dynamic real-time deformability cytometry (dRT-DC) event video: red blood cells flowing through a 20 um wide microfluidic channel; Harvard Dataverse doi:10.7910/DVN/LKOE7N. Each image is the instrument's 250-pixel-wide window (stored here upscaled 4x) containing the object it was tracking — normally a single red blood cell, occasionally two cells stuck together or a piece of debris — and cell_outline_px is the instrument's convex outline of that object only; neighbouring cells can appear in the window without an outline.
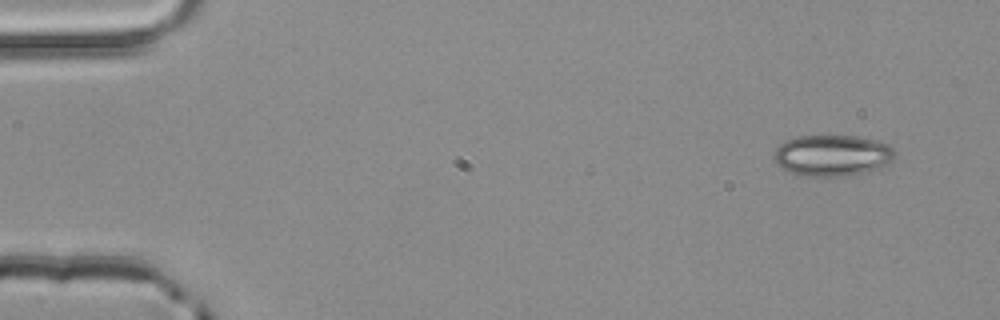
{"species": "common noctule bat (a hibernating species)", "species_latin": "Nyctalus noctula", "temperature_condition": "room temperature", "stored_images_in_passage": 4, "camera_frame_rate_fps": 3000, "um_per_image_px": 0.085, "animal": {"sex": "male", "body_mass_g": 20.4}, "frame": {"image": 1, "passage_image": 1, "time_ms": 0.0, "image_size_px": [1000, 320], "cell_outline_px": [[896, 156], [888, 164], [880, 168], [864, 172], [844, 176], [796, 176], [780, 168], [776, 160], [776, 148], [784, 140], [796, 136], [856, 136], [876, 140], [888, 144], [896, 152]], "centroid_in_image_um": [70.75, 13.22], "position_along_channel_um": 14.2, "area_um2": 29.25}}